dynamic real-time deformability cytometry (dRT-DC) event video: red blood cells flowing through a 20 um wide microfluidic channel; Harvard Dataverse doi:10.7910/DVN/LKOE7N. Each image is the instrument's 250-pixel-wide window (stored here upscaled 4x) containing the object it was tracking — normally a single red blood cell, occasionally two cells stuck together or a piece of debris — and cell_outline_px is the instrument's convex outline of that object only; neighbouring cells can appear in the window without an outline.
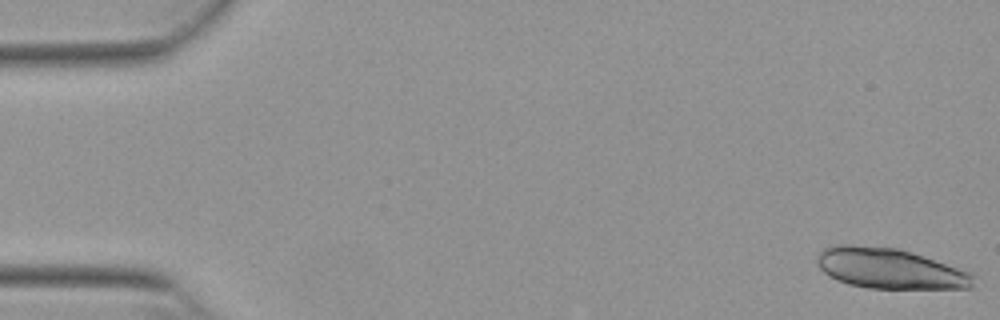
{"species": "Egyptian fruit bat (a non-hibernating species)", "species_latin": "Rousettus aegyptiacus", "temperature_condition": "warm", "stored_images_in_passage": 24, "camera_frame_rate_fps": 3000, "um_per_image_px": 0.085, "animal": {"sex": "female"}, "frame": {"image": 1, "passage_image": 1, "time_ms": 0.0, "image_size_px": [1000, 320], "cell_outline_px": [[976, 276], [972, 288], [868, 288], [848, 284], [836, 280], [828, 276], [816, 264], [816, 256], [824, 248], [836, 244], [848, 244], [896, 248], [912, 252], [972, 272]], "centroid_in_image_um": [75.62, 22.82], "position_along_channel_um": 9.4, "area_um2": 37.05}}